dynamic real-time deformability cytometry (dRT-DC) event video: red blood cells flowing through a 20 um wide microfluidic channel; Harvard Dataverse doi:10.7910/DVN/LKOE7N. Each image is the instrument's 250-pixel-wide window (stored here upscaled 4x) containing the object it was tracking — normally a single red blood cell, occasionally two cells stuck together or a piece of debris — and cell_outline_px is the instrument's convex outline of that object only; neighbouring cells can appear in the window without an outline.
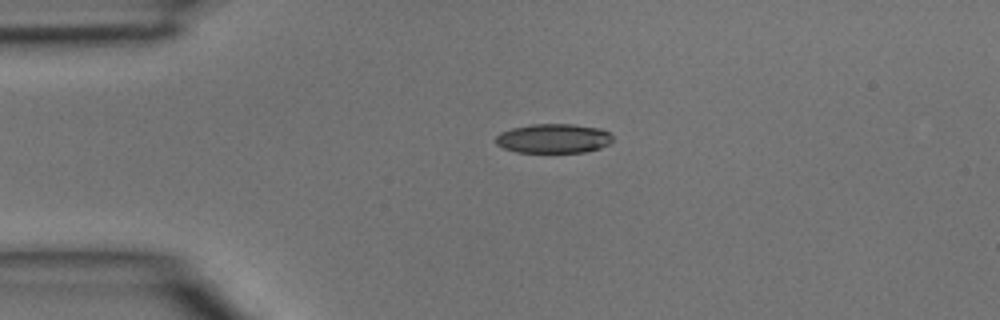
{"species": "common noctule bat (a hibernating species)", "species_latin": "Nyctalus noctula", "temperature_condition": "room temperature", "stored_images_in_passage": 2, "camera_frame_rate_fps": 3000, "um_per_image_px": 0.085, "animal": {"sex": "male", "body_mass_g": 15.6}, "frame": {"image": 1, "passage_image": 1, "time_ms": 0.0, "image_size_px": [1000, 320], "cell_outline_px": [[612, 140], [608, 144], [600, 148], [584, 152], [516, 152], [504, 148], [496, 144], [496, 136], [500, 132], [512, 128], [532, 124], [572, 124], [600, 128], [608, 132], [612, 136]], "centroid_in_image_um": [47.03, 11.76], "position_along_channel_um": 38.0, "area_um2": 19.94}}